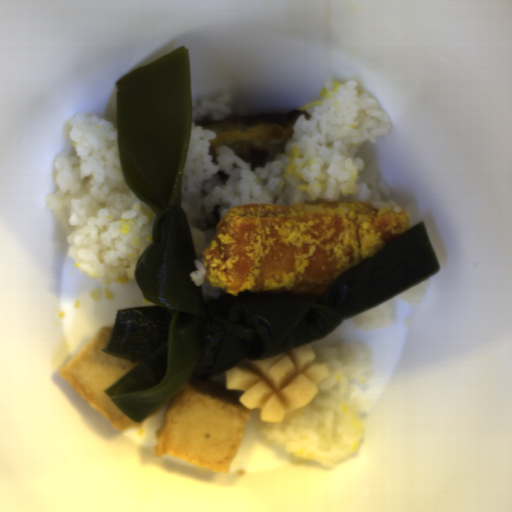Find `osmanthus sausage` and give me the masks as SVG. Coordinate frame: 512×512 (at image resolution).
<instances>
[{"instance_id":"obj_1","label":"osmanthus sausage","mask_w":512,"mask_h":512,"mask_svg":"<svg viewBox=\"0 0 512 512\" xmlns=\"http://www.w3.org/2000/svg\"><path fill=\"white\" fill-rule=\"evenodd\" d=\"M310 343L247 365L225 370V389L239 391L247 411H260L261 422L282 423L286 413L304 408L331 374L328 364L316 362Z\"/></svg>"}]
</instances>
